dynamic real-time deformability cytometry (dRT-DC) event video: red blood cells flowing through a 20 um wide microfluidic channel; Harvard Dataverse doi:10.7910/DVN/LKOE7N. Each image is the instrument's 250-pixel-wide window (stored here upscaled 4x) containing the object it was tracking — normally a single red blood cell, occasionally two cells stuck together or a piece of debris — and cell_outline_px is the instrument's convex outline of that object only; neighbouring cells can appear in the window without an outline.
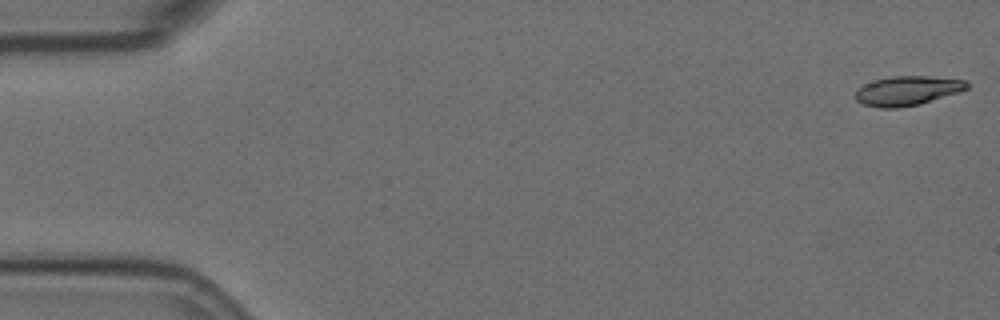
{"species": "Egyptian fruit bat (a non-hibernating species)", "species_latin": "Rousettus aegyptiacus", "temperature_condition": "room temperature", "stored_images_in_passage": 8, "camera_frame_rate_fps": 3000, "um_per_image_px": 0.085, "animal": {"sex": "female"}, "frame": {"image": 1, "passage_image": 1, "time_ms": 0.0, "image_size_px": [1000, 320], "cell_outline_px": [[968, 88], [920, 104], [900, 108], [880, 108], [864, 104], [856, 100], [852, 96], [856, 88], [864, 84], [876, 80], [892, 76], [928, 76], [968, 80]], "centroid_in_image_um": [77.06, 7.71], "position_along_channel_um": 7.9, "area_um2": 19.13}}
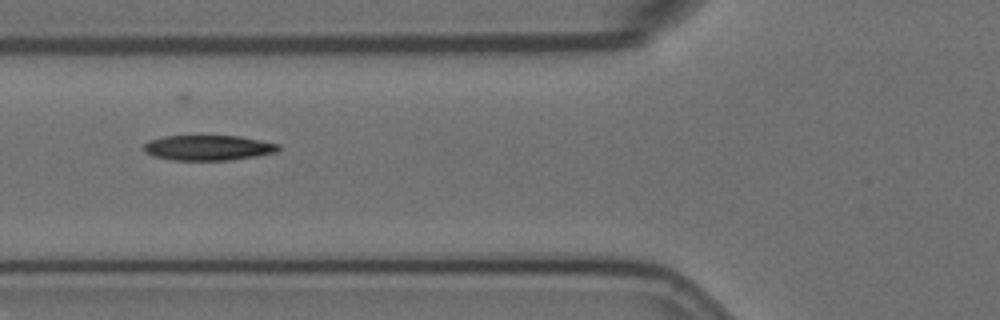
{"frame": {"image": 2, "passage_image": 7, "time_ms": 6.667, "image_size_px": [1000, 320], "cell_outline_px": [[280, 148], [276, 152], [256, 156], [232, 160], [172, 160], [152, 156], [144, 152], [144, 144], [148, 140], [164, 136], [240, 136], [280, 144]], "centroid_in_image_um": [17.68, 12.56], "position_along_channel_um": 108.1, "area_um2": 19.88}}
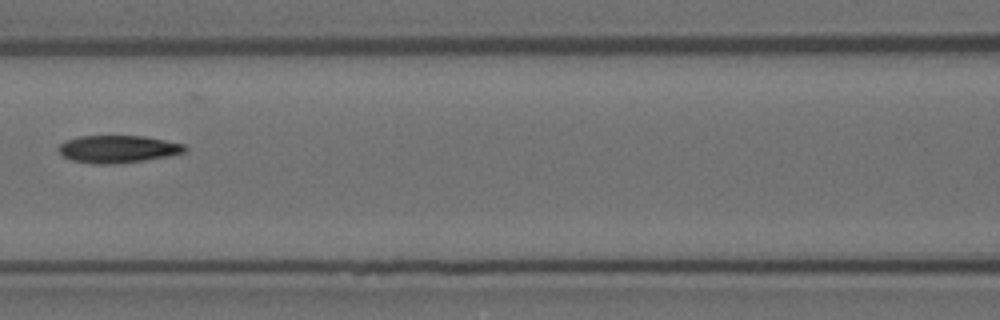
{"frame": {"image": 3, "passage_image": 8, "time_ms": 8.0, "image_size_px": [1000, 320], "cell_outline_px": [[188, 152], [168, 156], [144, 160], [112, 164], [92, 164], [72, 160], [64, 156], [56, 148], [64, 140], [80, 136], [144, 136], [184, 144], [188, 148]], "centroid_in_image_um": [10.02, 12.67], "position_along_channel_um": 156.6, "area_um2": 20.29}}